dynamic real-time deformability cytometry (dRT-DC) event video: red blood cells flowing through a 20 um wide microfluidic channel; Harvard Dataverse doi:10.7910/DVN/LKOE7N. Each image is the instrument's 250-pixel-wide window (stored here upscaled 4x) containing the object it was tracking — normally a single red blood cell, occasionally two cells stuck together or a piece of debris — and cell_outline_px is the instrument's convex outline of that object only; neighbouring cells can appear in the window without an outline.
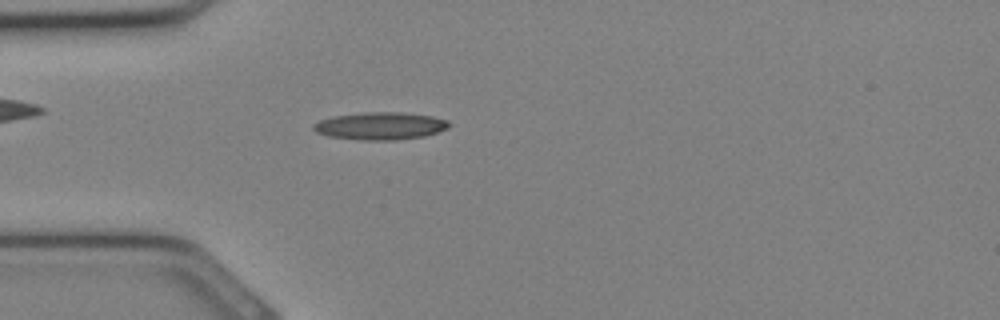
{"species": "Egyptian fruit bat (a non-hibernating species)", "species_latin": "Rousettus aegyptiacus", "temperature_condition": "cold", "stored_images_in_passage": 25, "camera_frame_rate_fps": 3000, "um_per_image_px": 0.085, "animal": {"sex": "female"}, "frame": {"image": 1, "passage_image": 2, "time_ms": 0.333, "image_size_px": [1000, 320], "cell_outline_px": [[452, 124], [448, 128], [424, 136], [396, 140], [360, 140], [328, 136], [316, 132], [312, 128], [312, 124], [320, 120], [332, 116], [364, 112], [404, 112], [432, 116], [448, 120]], "centroid_in_image_um": [32.32, 10.7], "position_along_channel_um": 52.7, "area_um2": 21.91}}
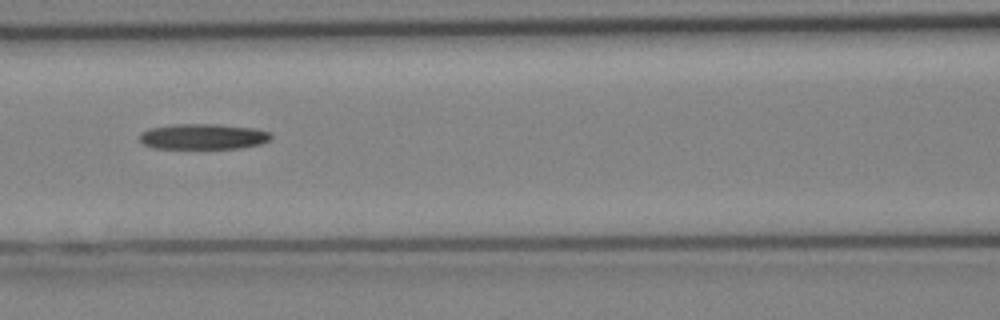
{"frame": {"image": 2, "passage_image": 7, "time_ms": 2.0, "image_size_px": [1000, 320], "cell_outline_px": [[272, 136], [268, 140], [260, 144], [240, 148], [152, 148], [144, 144], [140, 140], [140, 132], [148, 128], [172, 124], [216, 124], [256, 128], [272, 132]], "centroid_in_image_um": [17.26, 11.6], "position_along_channel_um": 149.3, "area_um2": 19.71}}
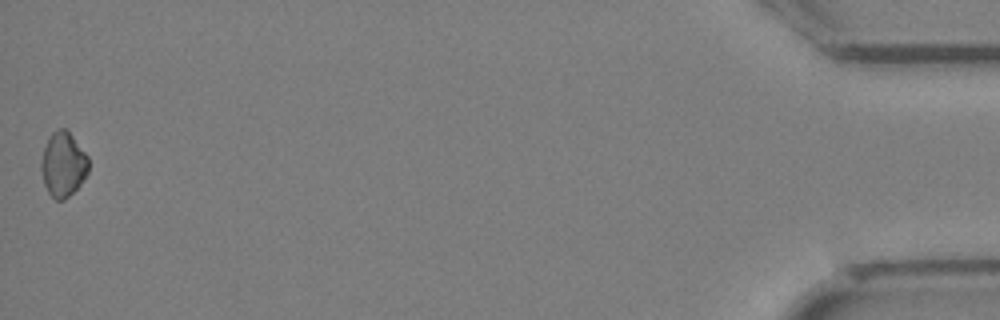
{"frame": {"image": 3, "passage_image": 25, "time_ms": 8.0, "image_size_px": [1000, 320], "cell_outline_px": [[88, 172], [80, 184], [64, 200], [56, 200], [48, 192], [44, 184], [40, 168], [40, 160], [48, 136], [52, 132], [60, 128], [68, 128], [88, 156]], "centroid_in_image_um": [5.35, 13.93], "position_along_channel_um": 429.8, "area_um2": 18.03}}